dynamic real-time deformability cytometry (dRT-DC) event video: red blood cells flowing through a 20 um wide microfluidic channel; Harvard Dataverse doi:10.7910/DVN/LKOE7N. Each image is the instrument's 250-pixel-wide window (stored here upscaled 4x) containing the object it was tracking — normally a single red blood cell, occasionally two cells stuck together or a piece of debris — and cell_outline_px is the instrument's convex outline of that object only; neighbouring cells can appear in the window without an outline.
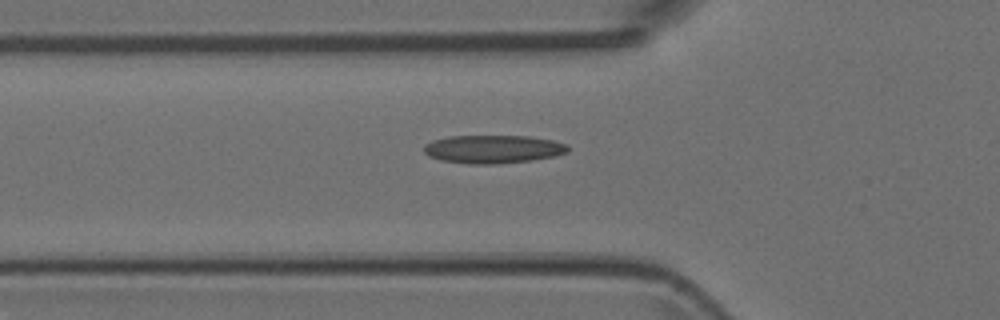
{"species": "Egyptian fruit bat (a non-hibernating species)", "species_latin": "Rousettus aegyptiacus", "temperature_condition": "room temperature", "stored_images_in_passage": 5, "camera_frame_rate_fps": 3000, "um_per_image_px": 0.085, "animal": {"sex": "female"}, "frame": {"image": 1, "passage_image": 5, "time_ms": 1.333, "image_size_px": [1000, 320], "cell_outline_px": [[568, 152], [556, 156], [532, 160], [500, 164], [468, 164], [444, 160], [428, 156], [424, 152], [424, 144], [432, 140], [448, 136], [528, 136], [552, 140], [568, 144]], "centroid_in_image_um": [41.92, 12.68], "position_along_channel_um": 83.9, "area_um2": 23.81}}